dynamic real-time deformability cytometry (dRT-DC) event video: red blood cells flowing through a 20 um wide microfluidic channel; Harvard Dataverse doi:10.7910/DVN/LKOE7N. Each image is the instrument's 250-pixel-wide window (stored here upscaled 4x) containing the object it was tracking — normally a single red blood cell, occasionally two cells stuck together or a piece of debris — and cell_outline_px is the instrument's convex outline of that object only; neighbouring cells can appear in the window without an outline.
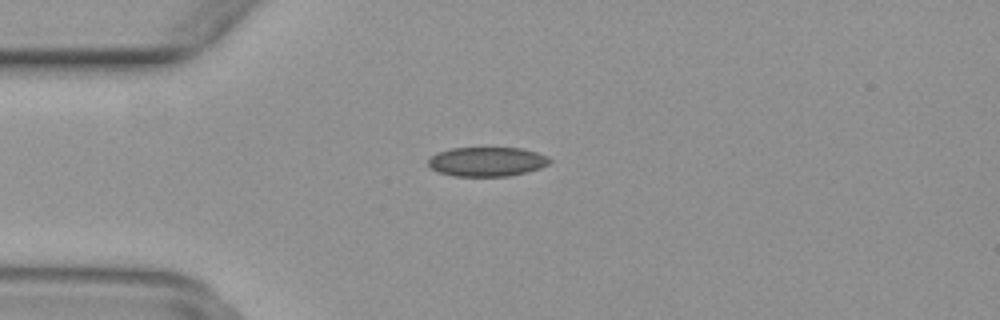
{"species": "common noctule bat (a hibernating species)", "species_latin": "Nyctalus noctula", "temperature_condition": "warm", "stored_images_in_passage": 50, "camera_frame_rate_fps": 3000, "um_per_image_px": 0.085, "animal": {"sex": "female", "body_mass_g": 29.2, "forearm_length_mm": 56.3}, "frame": {"image": 1, "passage_image": 13, "time_ms": 4.0, "image_size_px": [1000, 320], "cell_outline_px": [[552, 160], [548, 164], [540, 168], [528, 172], [508, 176], [452, 176], [440, 172], [432, 168], [428, 164], [428, 160], [436, 152], [452, 148], [520, 148], [536, 152], [548, 156]], "centroid_in_image_um": [41.41, 13.74], "position_along_channel_um": 43.6, "area_um2": 20.75}}
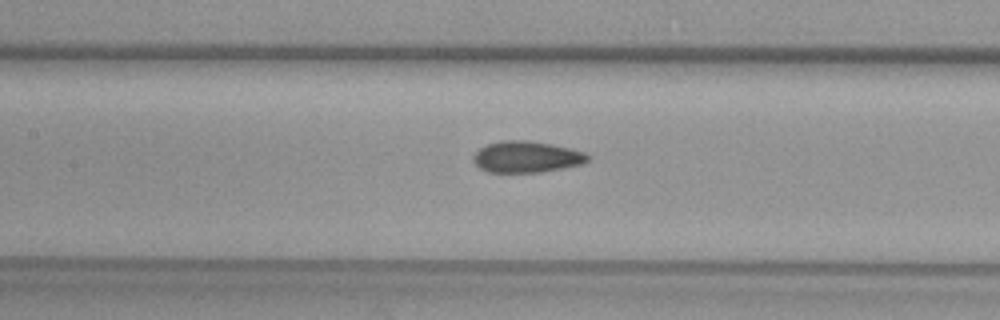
{"frame": {"image": 2, "passage_image": 23, "time_ms": 7.333, "image_size_px": [1000, 320], "cell_outline_px": [[592, 156], [588, 160], [580, 164], [564, 168], [540, 172], [488, 172], [480, 168], [472, 160], [472, 156], [480, 148], [488, 144], [500, 140], [528, 140], [552, 144], [584, 152]], "centroid_in_image_um": [44.75, 13.33], "position_along_channel_um": 162.7, "area_um2": 20.92}}
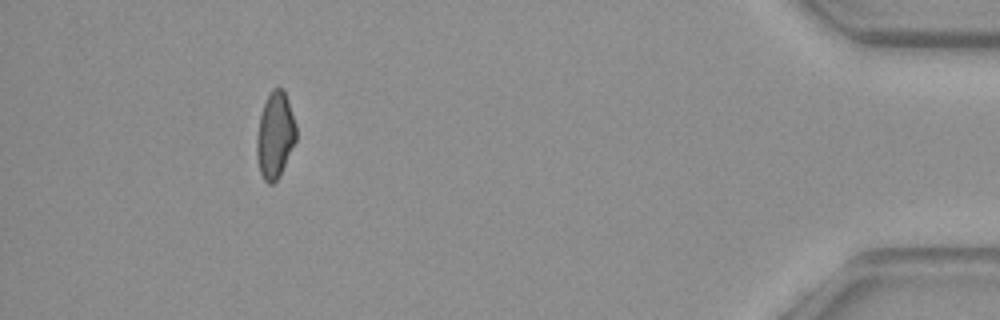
{"frame": {"image": 3, "passage_image": 46, "time_ms": 15.0, "image_size_px": [1000, 320], "cell_outline_px": [[296, 140], [280, 176], [272, 184], [268, 184], [264, 180], [260, 172], [256, 156], [256, 136], [260, 116], [268, 92], [272, 88], [284, 88], [296, 124]], "centroid_in_image_um": [23.37, 11.48], "position_along_channel_um": 411.8, "area_um2": 20.0}}